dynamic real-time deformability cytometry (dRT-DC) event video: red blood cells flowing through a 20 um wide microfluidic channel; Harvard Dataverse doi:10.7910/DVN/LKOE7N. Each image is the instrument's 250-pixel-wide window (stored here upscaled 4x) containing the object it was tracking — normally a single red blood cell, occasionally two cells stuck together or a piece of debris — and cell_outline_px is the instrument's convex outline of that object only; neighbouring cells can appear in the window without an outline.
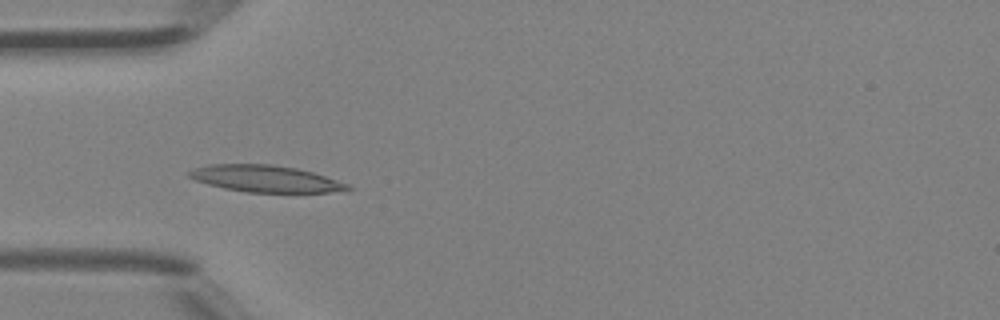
{"species": "Egyptian fruit bat (a non-hibernating species)", "species_latin": "Rousettus aegyptiacus", "temperature_condition": "room temperature", "stored_images_in_passage": 5, "camera_frame_rate_fps": 3000, "um_per_image_px": 0.085, "animal": {"sex": "female"}, "frame": {"image": 1, "passage_image": 4, "time_ms": 1.0, "image_size_px": [1000, 320], "cell_outline_px": [[352, 188], [328, 192], [248, 192], [224, 188], [208, 184], [196, 180], [188, 176], [188, 172], [196, 168], [208, 164], [272, 164], [296, 168], [312, 172], [348, 184]], "centroid_in_image_um": [22.52, 15.18], "position_along_channel_um": 62.5, "area_um2": 24.28}}
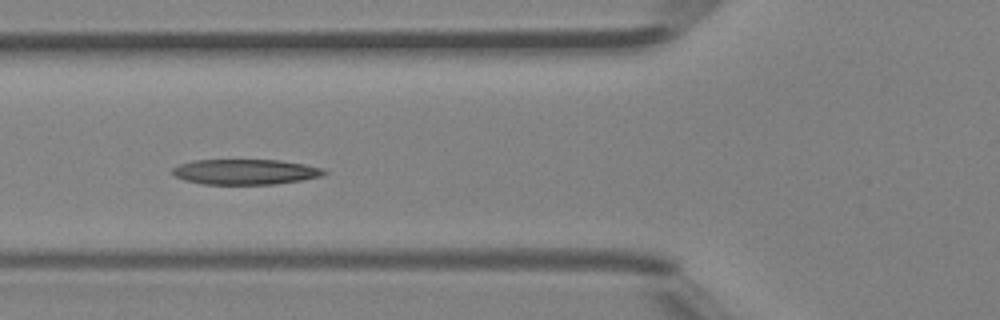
{"frame": {"image": 2, "passage_image": 5, "time_ms": 1.333, "image_size_px": [1000, 320], "cell_outline_px": [[328, 172], [320, 176], [300, 180], [276, 184], [204, 184], [184, 180], [176, 176], [172, 172], [172, 168], [180, 164], [192, 160], [280, 160], [304, 164], [324, 168]], "centroid_in_image_um": [20.85, 14.6], "position_along_channel_um": 104.9, "area_um2": 22.31}}